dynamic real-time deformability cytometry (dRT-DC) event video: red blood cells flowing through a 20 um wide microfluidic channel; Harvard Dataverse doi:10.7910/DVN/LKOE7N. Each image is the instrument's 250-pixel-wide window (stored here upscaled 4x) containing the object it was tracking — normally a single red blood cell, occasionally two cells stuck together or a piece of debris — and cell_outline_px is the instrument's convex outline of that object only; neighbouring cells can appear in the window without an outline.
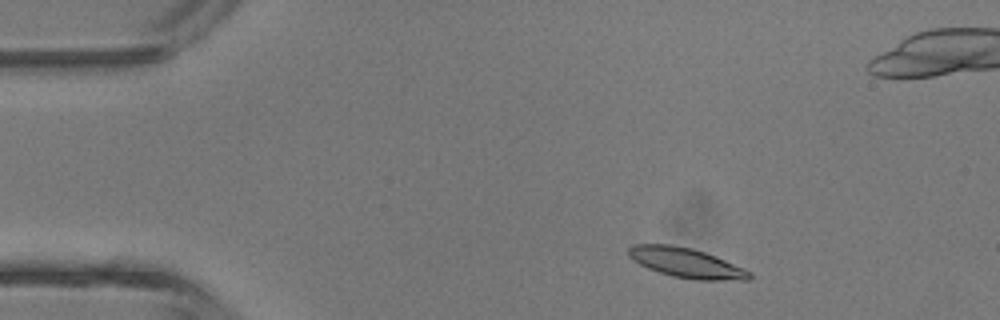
{"species": "common noctule bat (a hibernating species)", "species_latin": "Nyctalus noctula", "temperature_condition": "room temperature", "stored_images_in_passage": 42, "camera_frame_rate_fps": 3000, "um_per_image_px": 0.085, "animal": {"sex": "male", "body_mass_g": 13.3}, "frame": {"image": 1, "passage_image": 4, "time_ms": 1.0, "image_size_px": [1000, 320], "cell_outline_px": [[752, 276], [748, 280], [696, 280], [672, 276], [648, 268], [632, 260], [628, 256], [628, 248], [632, 244], [668, 244], [692, 248], [716, 256], [744, 268], [752, 272]], "centroid_in_image_um": [58.33, 22.34], "position_along_channel_um": 26.7, "area_um2": 21.04}}
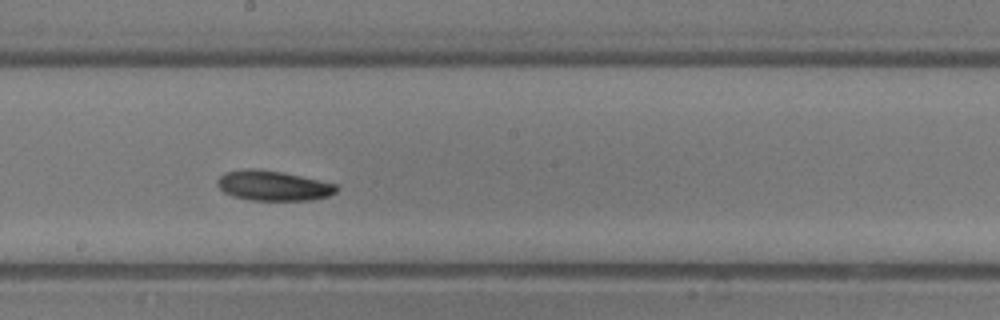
{"frame": {"image": 2, "passage_image": 21, "time_ms": 6.667, "image_size_px": [1000, 320], "cell_outline_px": [[340, 188], [336, 192], [328, 196], [312, 200], [252, 200], [232, 196], [224, 192], [216, 184], [216, 180], [224, 172], [244, 168], [256, 168], [280, 172], [300, 176], [336, 184]], "centroid_in_image_um": [23.19, 15.78], "position_along_channel_um": 225.0, "area_um2": 20.87}}
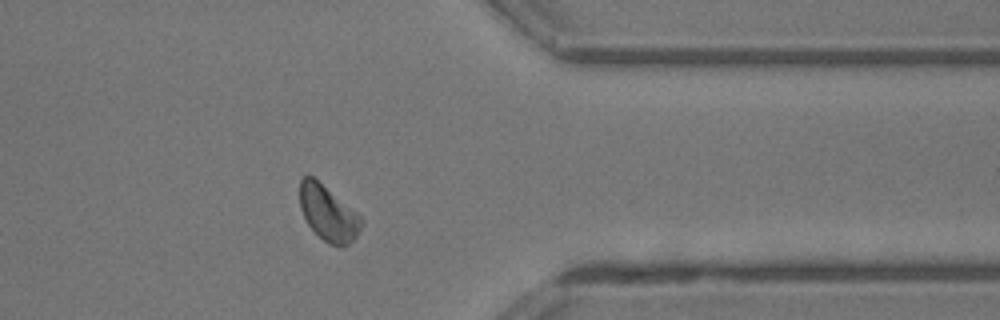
{"frame": {"image": 3, "passage_image": 32, "time_ms": 10.333, "image_size_px": [1000, 320], "cell_outline_px": [[364, 224], [356, 236], [348, 244], [340, 248], [328, 244], [308, 224], [300, 208], [300, 180], [304, 176], [312, 176], [356, 212], [364, 220]], "centroid_in_image_um": [27.91, 18.16], "position_along_channel_um": 383.5, "area_um2": 19.54}, "authors_computed_cell_mechanics": {"area_um2": 20.2011, "velocity_mm_per_s": 4.6831, "shape_relaxation_time_tau1_ms": 2.1363, "shape_relaxation_time_tau2_ms": null, "deformation_change_tau1": 0.1051, "deformation_change_tau2": null}}